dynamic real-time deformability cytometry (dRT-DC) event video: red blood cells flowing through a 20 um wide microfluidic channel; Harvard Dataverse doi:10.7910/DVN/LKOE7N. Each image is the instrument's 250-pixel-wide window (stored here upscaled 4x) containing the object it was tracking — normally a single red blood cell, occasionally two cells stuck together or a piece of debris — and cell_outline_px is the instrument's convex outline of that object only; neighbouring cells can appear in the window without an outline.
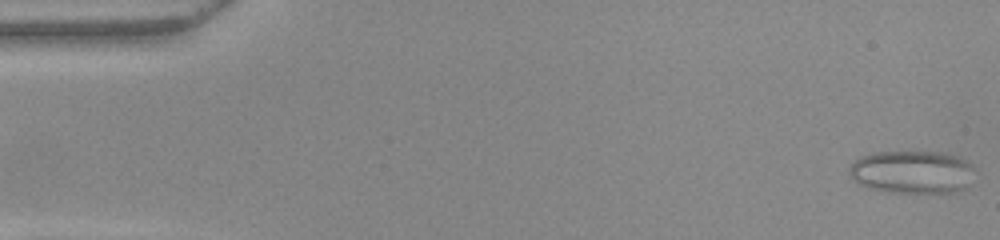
{"species": "common noctule bat (a hibernating species)", "species_latin": "Nyctalus noctula", "temperature_condition": "warm", "stored_images_in_passage": 51, "camera_frame_rate_fps": 3000, "um_per_image_px": 0.085, "animal": {"sex": "female", "body_mass_g": 22.0, "forearm_length_mm": 56.7}, "frame": {"image": 1, "passage_image": 1, "time_ms": 0.0, "image_size_px": [1000, 240], "cell_outline_px": [[976, 168], [964, 188], [952, 192], [896, 192], [868, 188], [860, 184], [848, 172], [848, 168], [860, 156], [872, 152], [944, 152], [956, 156], [972, 164]], "centroid_in_image_um": [77.52, 14.6], "position_along_channel_um": 7.5, "area_um2": 31.1}}
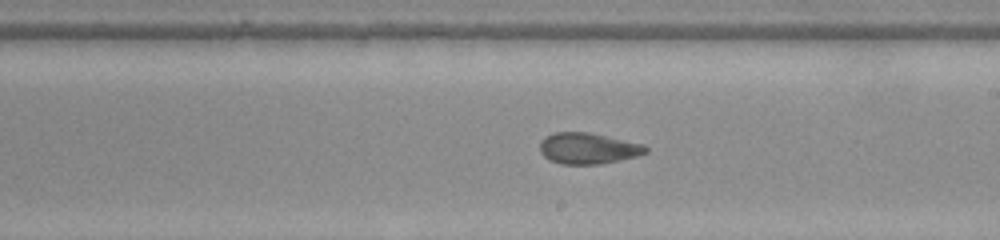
{"frame": {"image": 2, "passage_image": 29, "time_ms": 9.333, "image_size_px": [1000, 240], "cell_outline_px": [[648, 152], [636, 156], [620, 160], [600, 164], [560, 164], [548, 160], [540, 152], [540, 140], [544, 136], [552, 132], [588, 132], [644, 144], [648, 148]], "centroid_in_image_um": [49.95, 12.61], "position_along_channel_um": 239.1, "area_um2": 19.36}}
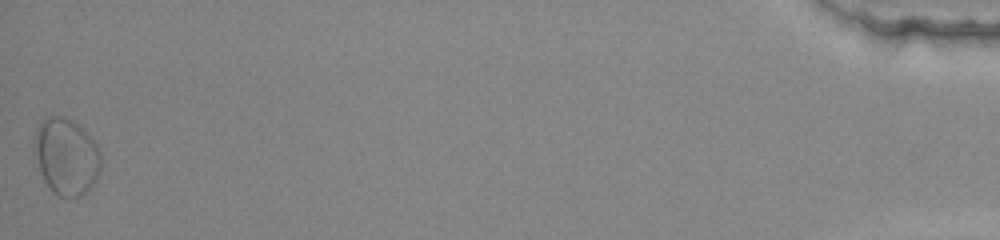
{"frame": {"image": 3, "passage_image": 51, "time_ms": 16.667, "image_size_px": [1000, 240], "cell_outline_px": [[100, 168], [92, 184], [84, 192], [76, 196], [60, 196], [52, 192], [44, 180], [40, 168], [36, 152], [36, 132], [40, 124], [48, 116], [64, 116], [72, 120], [84, 128], [92, 140], [100, 156]], "centroid_in_image_um": [5.64, 13.27], "position_along_channel_um": 429.6, "area_um2": 28.61}, "authors_computed_cell_mechanics": {"area_um2": 20.1144, "velocity_mm_per_s": 3.9601, "shape_relaxation_time_tau1_ms": null, "shape_relaxation_time_tau2_ms": 1.8949, "deformation_change_tau1": null, "deformation_change_tau2": 0.0852}}